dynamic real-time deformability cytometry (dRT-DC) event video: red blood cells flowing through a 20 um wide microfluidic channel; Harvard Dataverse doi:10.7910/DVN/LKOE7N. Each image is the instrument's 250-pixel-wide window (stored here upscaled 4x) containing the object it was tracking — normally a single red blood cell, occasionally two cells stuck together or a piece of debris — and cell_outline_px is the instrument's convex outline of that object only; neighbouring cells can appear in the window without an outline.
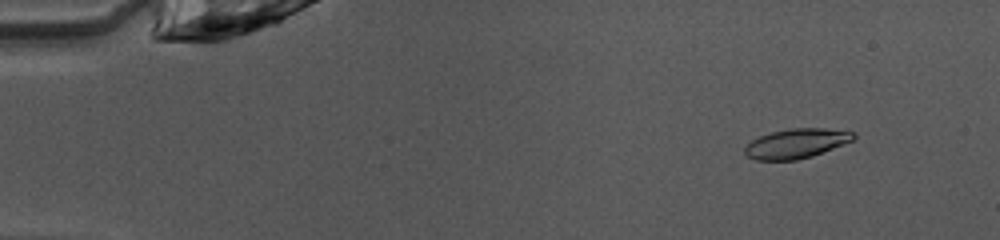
{"species": "common noctule bat (a hibernating species)", "species_latin": "Nyctalus noctula", "temperature_condition": "warm", "stored_images_in_passage": 46, "camera_frame_rate_fps": 3000, "um_per_image_px": 0.085, "animal": {"sex": "female", "body_mass_g": 10.0, "forearm_length_mm": 53.1}, "frame": {"image": 1, "passage_image": 5, "time_ms": 1.333, "image_size_px": [1000, 240], "cell_outline_px": [[856, 136], [852, 140], [812, 156], [796, 160], [756, 160], [748, 156], [744, 152], [744, 148], [752, 140], [760, 136], [772, 132], [792, 128], [824, 128], [856, 132]], "centroid_in_image_um": [67.68, 12.19], "position_along_channel_um": 17.3, "area_um2": 18.5}}
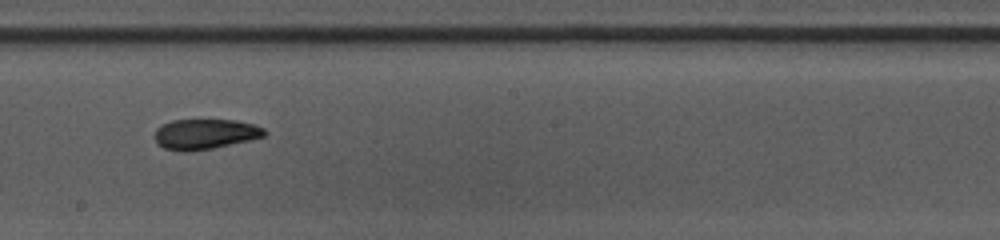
{"frame": {"image": 2, "passage_image": 28, "time_ms": 9.0, "image_size_px": [1000, 240], "cell_outline_px": [[268, 132], [264, 136], [248, 140], [212, 148], [188, 152], [180, 152], [164, 148], [156, 144], [152, 136], [156, 128], [160, 124], [172, 120], [236, 120], [252, 124], [264, 128]], "centroid_in_image_um": [17.34, 11.4], "position_along_channel_um": 230.9, "area_um2": 19.59}}
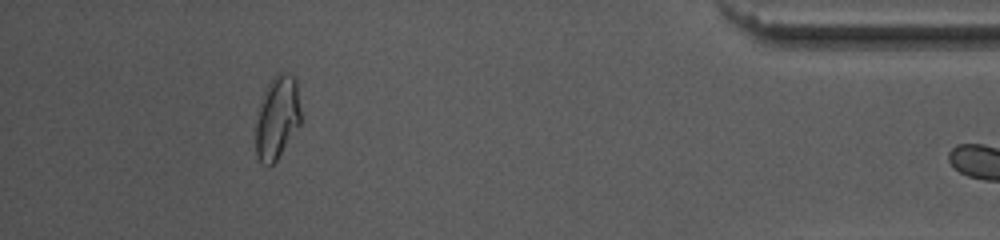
{"frame": {"image": 3, "passage_image": 45, "time_ms": 14.667, "image_size_px": [1000, 240], "cell_outline_px": [[300, 124], [276, 160], [272, 164], [260, 164], [256, 156], [256, 112], [264, 92], [272, 76], [280, 72], [284, 72], [292, 76], [296, 80], [300, 108]], "centroid_in_image_um": [23.53, 9.98], "position_along_channel_um": 411.7, "area_um2": 21.79}}